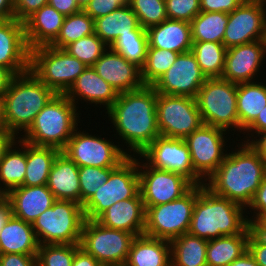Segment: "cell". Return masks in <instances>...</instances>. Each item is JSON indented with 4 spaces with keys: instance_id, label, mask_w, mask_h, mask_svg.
<instances>
[{
    "instance_id": "6da1fadb",
    "label": "cell",
    "mask_w": 266,
    "mask_h": 266,
    "mask_svg": "<svg viewBox=\"0 0 266 266\" xmlns=\"http://www.w3.org/2000/svg\"><path fill=\"white\" fill-rule=\"evenodd\" d=\"M156 103L154 87L143 85L137 90L119 93L117 100L105 112L116 129L118 140L128 147L125 150L127 154L139 155L160 136Z\"/></svg>"
},
{
    "instance_id": "7a4b0ae2",
    "label": "cell",
    "mask_w": 266,
    "mask_h": 266,
    "mask_svg": "<svg viewBox=\"0 0 266 266\" xmlns=\"http://www.w3.org/2000/svg\"><path fill=\"white\" fill-rule=\"evenodd\" d=\"M219 167L206 179L204 186L247 209L266 177V160L249 143H237ZM208 181V183H207Z\"/></svg>"
},
{
    "instance_id": "3957f363",
    "label": "cell",
    "mask_w": 266,
    "mask_h": 266,
    "mask_svg": "<svg viewBox=\"0 0 266 266\" xmlns=\"http://www.w3.org/2000/svg\"><path fill=\"white\" fill-rule=\"evenodd\" d=\"M246 214L250 213L245 207L215 195L201 184L188 233L206 240L249 233Z\"/></svg>"
},
{
    "instance_id": "277c9868",
    "label": "cell",
    "mask_w": 266,
    "mask_h": 266,
    "mask_svg": "<svg viewBox=\"0 0 266 266\" xmlns=\"http://www.w3.org/2000/svg\"><path fill=\"white\" fill-rule=\"evenodd\" d=\"M55 94L31 70L15 75L3 96L7 130L17 137L25 133Z\"/></svg>"
},
{
    "instance_id": "5b68a950",
    "label": "cell",
    "mask_w": 266,
    "mask_h": 266,
    "mask_svg": "<svg viewBox=\"0 0 266 266\" xmlns=\"http://www.w3.org/2000/svg\"><path fill=\"white\" fill-rule=\"evenodd\" d=\"M78 109L65 94H55L19 138L35 146L62 151L79 126L81 113Z\"/></svg>"
},
{
    "instance_id": "8992f818",
    "label": "cell",
    "mask_w": 266,
    "mask_h": 266,
    "mask_svg": "<svg viewBox=\"0 0 266 266\" xmlns=\"http://www.w3.org/2000/svg\"><path fill=\"white\" fill-rule=\"evenodd\" d=\"M83 206L72 200H56L33 223L39 245L80 244L85 222Z\"/></svg>"
},
{
    "instance_id": "52a82bcc",
    "label": "cell",
    "mask_w": 266,
    "mask_h": 266,
    "mask_svg": "<svg viewBox=\"0 0 266 266\" xmlns=\"http://www.w3.org/2000/svg\"><path fill=\"white\" fill-rule=\"evenodd\" d=\"M195 99L204 124L240 133L236 83L207 78Z\"/></svg>"
},
{
    "instance_id": "ba28073f",
    "label": "cell",
    "mask_w": 266,
    "mask_h": 266,
    "mask_svg": "<svg viewBox=\"0 0 266 266\" xmlns=\"http://www.w3.org/2000/svg\"><path fill=\"white\" fill-rule=\"evenodd\" d=\"M86 68L61 48L46 45L30 50V70L56 94H65Z\"/></svg>"
},
{
    "instance_id": "9c48e42d",
    "label": "cell",
    "mask_w": 266,
    "mask_h": 266,
    "mask_svg": "<svg viewBox=\"0 0 266 266\" xmlns=\"http://www.w3.org/2000/svg\"><path fill=\"white\" fill-rule=\"evenodd\" d=\"M137 158L129 155L111 171L105 184L83 205L86 219L96 220L116 202L134 198L140 192Z\"/></svg>"
},
{
    "instance_id": "30bf717a",
    "label": "cell",
    "mask_w": 266,
    "mask_h": 266,
    "mask_svg": "<svg viewBox=\"0 0 266 266\" xmlns=\"http://www.w3.org/2000/svg\"><path fill=\"white\" fill-rule=\"evenodd\" d=\"M197 196L198 185H194L177 200L148 207L144 235L171 241L188 233Z\"/></svg>"
},
{
    "instance_id": "8fae6325",
    "label": "cell",
    "mask_w": 266,
    "mask_h": 266,
    "mask_svg": "<svg viewBox=\"0 0 266 266\" xmlns=\"http://www.w3.org/2000/svg\"><path fill=\"white\" fill-rule=\"evenodd\" d=\"M135 234L108 228L97 220L86 219L80 247L103 266H121L126 263Z\"/></svg>"
},
{
    "instance_id": "7c38bea8",
    "label": "cell",
    "mask_w": 266,
    "mask_h": 266,
    "mask_svg": "<svg viewBox=\"0 0 266 266\" xmlns=\"http://www.w3.org/2000/svg\"><path fill=\"white\" fill-rule=\"evenodd\" d=\"M156 112L162 137L185 139L204 124L192 97L157 94Z\"/></svg>"
},
{
    "instance_id": "4fadbf2b",
    "label": "cell",
    "mask_w": 266,
    "mask_h": 266,
    "mask_svg": "<svg viewBox=\"0 0 266 266\" xmlns=\"http://www.w3.org/2000/svg\"><path fill=\"white\" fill-rule=\"evenodd\" d=\"M79 130V131H78ZM111 139L89 134L77 128L61 151L78 167H117L129 154L121 145H115Z\"/></svg>"
},
{
    "instance_id": "5bb4252c",
    "label": "cell",
    "mask_w": 266,
    "mask_h": 266,
    "mask_svg": "<svg viewBox=\"0 0 266 266\" xmlns=\"http://www.w3.org/2000/svg\"><path fill=\"white\" fill-rule=\"evenodd\" d=\"M138 159L140 193L145 210L166 204L186 194L194 184L180 173L153 168Z\"/></svg>"
},
{
    "instance_id": "9a60e30c",
    "label": "cell",
    "mask_w": 266,
    "mask_h": 266,
    "mask_svg": "<svg viewBox=\"0 0 266 266\" xmlns=\"http://www.w3.org/2000/svg\"><path fill=\"white\" fill-rule=\"evenodd\" d=\"M138 156L141 161L153 168L182 174L194 185L205 182L193 170L191 155L184 139L159 136Z\"/></svg>"
},
{
    "instance_id": "2e32d148",
    "label": "cell",
    "mask_w": 266,
    "mask_h": 266,
    "mask_svg": "<svg viewBox=\"0 0 266 266\" xmlns=\"http://www.w3.org/2000/svg\"><path fill=\"white\" fill-rule=\"evenodd\" d=\"M266 37V2L244 0L228 13L223 44L226 48L246 44Z\"/></svg>"
},
{
    "instance_id": "e0dca14e",
    "label": "cell",
    "mask_w": 266,
    "mask_h": 266,
    "mask_svg": "<svg viewBox=\"0 0 266 266\" xmlns=\"http://www.w3.org/2000/svg\"><path fill=\"white\" fill-rule=\"evenodd\" d=\"M227 133L223 129L203 124L184 139L191 155L193 170L202 179L204 178V181L219 167L227 155V150L225 151Z\"/></svg>"
},
{
    "instance_id": "ac0fdd59",
    "label": "cell",
    "mask_w": 266,
    "mask_h": 266,
    "mask_svg": "<svg viewBox=\"0 0 266 266\" xmlns=\"http://www.w3.org/2000/svg\"><path fill=\"white\" fill-rule=\"evenodd\" d=\"M206 79L196 57L189 51L179 54L173 65L152 86L157 94L196 98Z\"/></svg>"
},
{
    "instance_id": "d6986e66",
    "label": "cell",
    "mask_w": 266,
    "mask_h": 266,
    "mask_svg": "<svg viewBox=\"0 0 266 266\" xmlns=\"http://www.w3.org/2000/svg\"><path fill=\"white\" fill-rule=\"evenodd\" d=\"M265 58V40H257L227 48L221 78L236 84L254 82L258 78L257 73L260 72V67L264 64Z\"/></svg>"
},
{
    "instance_id": "ffe728a7",
    "label": "cell",
    "mask_w": 266,
    "mask_h": 266,
    "mask_svg": "<svg viewBox=\"0 0 266 266\" xmlns=\"http://www.w3.org/2000/svg\"><path fill=\"white\" fill-rule=\"evenodd\" d=\"M0 65L14 75L30 70V50L25 40L24 23L15 18L0 21Z\"/></svg>"
},
{
    "instance_id": "44dd1931",
    "label": "cell",
    "mask_w": 266,
    "mask_h": 266,
    "mask_svg": "<svg viewBox=\"0 0 266 266\" xmlns=\"http://www.w3.org/2000/svg\"><path fill=\"white\" fill-rule=\"evenodd\" d=\"M92 67L118 94L137 90L144 85L141 80V69L110 47Z\"/></svg>"
},
{
    "instance_id": "7402d4cb",
    "label": "cell",
    "mask_w": 266,
    "mask_h": 266,
    "mask_svg": "<svg viewBox=\"0 0 266 266\" xmlns=\"http://www.w3.org/2000/svg\"><path fill=\"white\" fill-rule=\"evenodd\" d=\"M65 95L76 107L81 99L80 101H86L89 105H103L105 110H108L118 97L116 90L99 76L92 66H87Z\"/></svg>"
},
{
    "instance_id": "603a6c76",
    "label": "cell",
    "mask_w": 266,
    "mask_h": 266,
    "mask_svg": "<svg viewBox=\"0 0 266 266\" xmlns=\"http://www.w3.org/2000/svg\"><path fill=\"white\" fill-rule=\"evenodd\" d=\"M146 210L139 192L134 198L116 202L96 220L105 227L144 235Z\"/></svg>"
},
{
    "instance_id": "cb8c5ba5",
    "label": "cell",
    "mask_w": 266,
    "mask_h": 266,
    "mask_svg": "<svg viewBox=\"0 0 266 266\" xmlns=\"http://www.w3.org/2000/svg\"><path fill=\"white\" fill-rule=\"evenodd\" d=\"M5 196L10 201L12 215L31 224L56 201L47 185L19 186Z\"/></svg>"
},
{
    "instance_id": "d4e9b609",
    "label": "cell",
    "mask_w": 266,
    "mask_h": 266,
    "mask_svg": "<svg viewBox=\"0 0 266 266\" xmlns=\"http://www.w3.org/2000/svg\"><path fill=\"white\" fill-rule=\"evenodd\" d=\"M65 16L46 4L24 22L25 40L29 50L50 45L58 36Z\"/></svg>"
},
{
    "instance_id": "484cf974",
    "label": "cell",
    "mask_w": 266,
    "mask_h": 266,
    "mask_svg": "<svg viewBox=\"0 0 266 266\" xmlns=\"http://www.w3.org/2000/svg\"><path fill=\"white\" fill-rule=\"evenodd\" d=\"M146 31L150 47L180 54L191 51L193 42L189 22L167 19Z\"/></svg>"
},
{
    "instance_id": "4316f807",
    "label": "cell",
    "mask_w": 266,
    "mask_h": 266,
    "mask_svg": "<svg viewBox=\"0 0 266 266\" xmlns=\"http://www.w3.org/2000/svg\"><path fill=\"white\" fill-rule=\"evenodd\" d=\"M79 167L60 152L55 158L47 187L56 200H72L80 204Z\"/></svg>"
},
{
    "instance_id": "83f0119b",
    "label": "cell",
    "mask_w": 266,
    "mask_h": 266,
    "mask_svg": "<svg viewBox=\"0 0 266 266\" xmlns=\"http://www.w3.org/2000/svg\"><path fill=\"white\" fill-rule=\"evenodd\" d=\"M38 247L32 224L11 215L0 231V254L37 255Z\"/></svg>"
},
{
    "instance_id": "f1b7e54d",
    "label": "cell",
    "mask_w": 266,
    "mask_h": 266,
    "mask_svg": "<svg viewBox=\"0 0 266 266\" xmlns=\"http://www.w3.org/2000/svg\"><path fill=\"white\" fill-rule=\"evenodd\" d=\"M125 265L171 266L170 241L146 235L136 236L132 242Z\"/></svg>"
},
{
    "instance_id": "f546056e",
    "label": "cell",
    "mask_w": 266,
    "mask_h": 266,
    "mask_svg": "<svg viewBox=\"0 0 266 266\" xmlns=\"http://www.w3.org/2000/svg\"><path fill=\"white\" fill-rule=\"evenodd\" d=\"M139 26L136 14L130 5L94 20V33L110 47L118 36L130 34Z\"/></svg>"
},
{
    "instance_id": "4dcf8cb0",
    "label": "cell",
    "mask_w": 266,
    "mask_h": 266,
    "mask_svg": "<svg viewBox=\"0 0 266 266\" xmlns=\"http://www.w3.org/2000/svg\"><path fill=\"white\" fill-rule=\"evenodd\" d=\"M246 82L237 84V113L240 133L243 132L266 106V83ZM243 130V131H242Z\"/></svg>"
},
{
    "instance_id": "1f68e13d",
    "label": "cell",
    "mask_w": 266,
    "mask_h": 266,
    "mask_svg": "<svg viewBox=\"0 0 266 266\" xmlns=\"http://www.w3.org/2000/svg\"><path fill=\"white\" fill-rule=\"evenodd\" d=\"M61 151L26 142V173L22 186L47 185L52 164Z\"/></svg>"
},
{
    "instance_id": "d6a6232c",
    "label": "cell",
    "mask_w": 266,
    "mask_h": 266,
    "mask_svg": "<svg viewBox=\"0 0 266 266\" xmlns=\"http://www.w3.org/2000/svg\"><path fill=\"white\" fill-rule=\"evenodd\" d=\"M19 146H22L21 149ZM25 173L26 142L18 138L17 142L9 148L0 161V194L5 196L12 189L22 186Z\"/></svg>"
},
{
    "instance_id": "836d02e7",
    "label": "cell",
    "mask_w": 266,
    "mask_h": 266,
    "mask_svg": "<svg viewBox=\"0 0 266 266\" xmlns=\"http://www.w3.org/2000/svg\"><path fill=\"white\" fill-rule=\"evenodd\" d=\"M249 236V233H241L208 240L207 266H228L248 250Z\"/></svg>"
},
{
    "instance_id": "e575fe53",
    "label": "cell",
    "mask_w": 266,
    "mask_h": 266,
    "mask_svg": "<svg viewBox=\"0 0 266 266\" xmlns=\"http://www.w3.org/2000/svg\"><path fill=\"white\" fill-rule=\"evenodd\" d=\"M171 266H207L208 240L185 233L170 241Z\"/></svg>"
},
{
    "instance_id": "d590c367",
    "label": "cell",
    "mask_w": 266,
    "mask_h": 266,
    "mask_svg": "<svg viewBox=\"0 0 266 266\" xmlns=\"http://www.w3.org/2000/svg\"><path fill=\"white\" fill-rule=\"evenodd\" d=\"M228 13L201 11L191 22L192 42L223 43Z\"/></svg>"
},
{
    "instance_id": "8d00e7d4",
    "label": "cell",
    "mask_w": 266,
    "mask_h": 266,
    "mask_svg": "<svg viewBox=\"0 0 266 266\" xmlns=\"http://www.w3.org/2000/svg\"><path fill=\"white\" fill-rule=\"evenodd\" d=\"M191 52L206 78H221L227 52L223 43L193 42Z\"/></svg>"
},
{
    "instance_id": "74e56055",
    "label": "cell",
    "mask_w": 266,
    "mask_h": 266,
    "mask_svg": "<svg viewBox=\"0 0 266 266\" xmlns=\"http://www.w3.org/2000/svg\"><path fill=\"white\" fill-rule=\"evenodd\" d=\"M148 45L147 31L139 25L130 34L118 36L110 48L141 69L146 61Z\"/></svg>"
},
{
    "instance_id": "f35d334b",
    "label": "cell",
    "mask_w": 266,
    "mask_h": 266,
    "mask_svg": "<svg viewBox=\"0 0 266 266\" xmlns=\"http://www.w3.org/2000/svg\"><path fill=\"white\" fill-rule=\"evenodd\" d=\"M94 33V20L81 10L65 16L57 38L50 44L54 48L64 49L67 45Z\"/></svg>"
},
{
    "instance_id": "ab89813d",
    "label": "cell",
    "mask_w": 266,
    "mask_h": 266,
    "mask_svg": "<svg viewBox=\"0 0 266 266\" xmlns=\"http://www.w3.org/2000/svg\"><path fill=\"white\" fill-rule=\"evenodd\" d=\"M179 54L148 45L146 61L141 68L142 83L152 86L173 65Z\"/></svg>"
},
{
    "instance_id": "60d3db41",
    "label": "cell",
    "mask_w": 266,
    "mask_h": 266,
    "mask_svg": "<svg viewBox=\"0 0 266 266\" xmlns=\"http://www.w3.org/2000/svg\"><path fill=\"white\" fill-rule=\"evenodd\" d=\"M108 46L95 34L67 45L64 50L87 66H93Z\"/></svg>"
},
{
    "instance_id": "b9f144b4",
    "label": "cell",
    "mask_w": 266,
    "mask_h": 266,
    "mask_svg": "<svg viewBox=\"0 0 266 266\" xmlns=\"http://www.w3.org/2000/svg\"><path fill=\"white\" fill-rule=\"evenodd\" d=\"M130 7L136 14L139 25L146 30L168 19L166 2L163 0H130Z\"/></svg>"
},
{
    "instance_id": "7bdbcfd3",
    "label": "cell",
    "mask_w": 266,
    "mask_h": 266,
    "mask_svg": "<svg viewBox=\"0 0 266 266\" xmlns=\"http://www.w3.org/2000/svg\"><path fill=\"white\" fill-rule=\"evenodd\" d=\"M115 167H79L80 204L83 206L100 186L105 184Z\"/></svg>"
},
{
    "instance_id": "ee69618b",
    "label": "cell",
    "mask_w": 266,
    "mask_h": 266,
    "mask_svg": "<svg viewBox=\"0 0 266 266\" xmlns=\"http://www.w3.org/2000/svg\"><path fill=\"white\" fill-rule=\"evenodd\" d=\"M74 254V244L39 245L37 266H72Z\"/></svg>"
},
{
    "instance_id": "f6af8a7d",
    "label": "cell",
    "mask_w": 266,
    "mask_h": 266,
    "mask_svg": "<svg viewBox=\"0 0 266 266\" xmlns=\"http://www.w3.org/2000/svg\"><path fill=\"white\" fill-rule=\"evenodd\" d=\"M166 14L170 20L191 22L200 12V0H166Z\"/></svg>"
},
{
    "instance_id": "bcb514c9",
    "label": "cell",
    "mask_w": 266,
    "mask_h": 266,
    "mask_svg": "<svg viewBox=\"0 0 266 266\" xmlns=\"http://www.w3.org/2000/svg\"><path fill=\"white\" fill-rule=\"evenodd\" d=\"M128 5L130 0H90L84 11L95 20Z\"/></svg>"
},
{
    "instance_id": "7dc6e473",
    "label": "cell",
    "mask_w": 266,
    "mask_h": 266,
    "mask_svg": "<svg viewBox=\"0 0 266 266\" xmlns=\"http://www.w3.org/2000/svg\"><path fill=\"white\" fill-rule=\"evenodd\" d=\"M46 4H48V0H15L14 18L24 23L31 15Z\"/></svg>"
},
{
    "instance_id": "c3c4849f",
    "label": "cell",
    "mask_w": 266,
    "mask_h": 266,
    "mask_svg": "<svg viewBox=\"0 0 266 266\" xmlns=\"http://www.w3.org/2000/svg\"><path fill=\"white\" fill-rule=\"evenodd\" d=\"M253 216L248 217V220H259L266 214V177L262 180L261 185L257 189L251 204L248 206ZM254 217V218H253Z\"/></svg>"
},
{
    "instance_id": "681fc988",
    "label": "cell",
    "mask_w": 266,
    "mask_h": 266,
    "mask_svg": "<svg viewBox=\"0 0 266 266\" xmlns=\"http://www.w3.org/2000/svg\"><path fill=\"white\" fill-rule=\"evenodd\" d=\"M244 0H200L201 11L231 13Z\"/></svg>"
},
{
    "instance_id": "f907efd6",
    "label": "cell",
    "mask_w": 266,
    "mask_h": 266,
    "mask_svg": "<svg viewBox=\"0 0 266 266\" xmlns=\"http://www.w3.org/2000/svg\"><path fill=\"white\" fill-rule=\"evenodd\" d=\"M0 266H37V255L0 254Z\"/></svg>"
},
{
    "instance_id": "816d5d0a",
    "label": "cell",
    "mask_w": 266,
    "mask_h": 266,
    "mask_svg": "<svg viewBox=\"0 0 266 266\" xmlns=\"http://www.w3.org/2000/svg\"><path fill=\"white\" fill-rule=\"evenodd\" d=\"M263 131H266V106L264 107L262 112L258 114L257 118L243 131V134L244 133L246 134V132L248 133L246 134V139L247 138L249 139H247V141L245 139L242 142L248 143L251 140V138L254 137V134H257Z\"/></svg>"
},
{
    "instance_id": "f5cc1de1",
    "label": "cell",
    "mask_w": 266,
    "mask_h": 266,
    "mask_svg": "<svg viewBox=\"0 0 266 266\" xmlns=\"http://www.w3.org/2000/svg\"><path fill=\"white\" fill-rule=\"evenodd\" d=\"M48 4L64 16H69L82 10L76 0H48Z\"/></svg>"
},
{
    "instance_id": "db71d44e",
    "label": "cell",
    "mask_w": 266,
    "mask_h": 266,
    "mask_svg": "<svg viewBox=\"0 0 266 266\" xmlns=\"http://www.w3.org/2000/svg\"><path fill=\"white\" fill-rule=\"evenodd\" d=\"M72 266H103L91 254H88L80 247V244H75V254Z\"/></svg>"
},
{
    "instance_id": "11a10c76",
    "label": "cell",
    "mask_w": 266,
    "mask_h": 266,
    "mask_svg": "<svg viewBox=\"0 0 266 266\" xmlns=\"http://www.w3.org/2000/svg\"><path fill=\"white\" fill-rule=\"evenodd\" d=\"M248 230L260 245H266V225L260 219L248 220Z\"/></svg>"
},
{
    "instance_id": "9f6ffc18",
    "label": "cell",
    "mask_w": 266,
    "mask_h": 266,
    "mask_svg": "<svg viewBox=\"0 0 266 266\" xmlns=\"http://www.w3.org/2000/svg\"><path fill=\"white\" fill-rule=\"evenodd\" d=\"M248 250L259 266H266V245H260L251 235L248 239Z\"/></svg>"
},
{
    "instance_id": "6f0895ef",
    "label": "cell",
    "mask_w": 266,
    "mask_h": 266,
    "mask_svg": "<svg viewBox=\"0 0 266 266\" xmlns=\"http://www.w3.org/2000/svg\"><path fill=\"white\" fill-rule=\"evenodd\" d=\"M18 138L19 137L8 130H0V161L3 159L9 148L17 142L16 139Z\"/></svg>"
},
{
    "instance_id": "680465c9",
    "label": "cell",
    "mask_w": 266,
    "mask_h": 266,
    "mask_svg": "<svg viewBox=\"0 0 266 266\" xmlns=\"http://www.w3.org/2000/svg\"><path fill=\"white\" fill-rule=\"evenodd\" d=\"M248 143L266 160V131L257 133Z\"/></svg>"
},
{
    "instance_id": "91938a15",
    "label": "cell",
    "mask_w": 266,
    "mask_h": 266,
    "mask_svg": "<svg viewBox=\"0 0 266 266\" xmlns=\"http://www.w3.org/2000/svg\"><path fill=\"white\" fill-rule=\"evenodd\" d=\"M12 215V209L9 199L2 195L0 197V231Z\"/></svg>"
},
{
    "instance_id": "94428289",
    "label": "cell",
    "mask_w": 266,
    "mask_h": 266,
    "mask_svg": "<svg viewBox=\"0 0 266 266\" xmlns=\"http://www.w3.org/2000/svg\"><path fill=\"white\" fill-rule=\"evenodd\" d=\"M14 1L0 0V21L14 18Z\"/></svg>"
},
{
    "instance_id": "6125c7cd",
    "label": "cell",
    "mask_w": 266,
    "mask_h": 266,
    "mask_svg": "<svg viewBox=\"0 0 266 266\" xmlns=\"http://www.w3.org/2000/svg\"><path fill=\"white\" fill-rule=\"evenodd\" d=\"M14 76L15 75L9 69L0 65V96H4Z\"/></svg>"
},
{
    "instance_id": "be15d7a7",
    "label": "cell",
    "mask_w": 266,
    "mask_h": 266,
    "mask_svg": "<svg viewBox=\"0 0 266 266\" xmlns=\"http://www.w3.org/2000/svg\"><path fill=\"white\" fill-rule=\"evenodd\" d=\"M228 266H259V265L256 263L255 258L252 256L249 250H247L240 257L231 262Z\"/></svg>"
},
{
    "instance_id": "e7e4bbea",
    "label": "cell",
    "mask_w": 266,
    "mask_h": 266,
    "mask_svg": "<svg viewBox=\"0 0 266 266\" xmlns=\"http://www.w3.org/2000/svg\"><path fill=\"white\" fill-rule=\"evenodd\" d=\"M0 130H7L4 117V100L3 96H0Z\"/></svg>"
},
{
    "instance_id": "03108f58",
    "label": "cell",
    "mask_w": 266,
    "mask_h": 266,
    "mask_svg": "<svg viewBox=\"0 0 266 266\" xmlns=\"http://www.w3.org/2000/svg\"><path fill=\"white\" fill-rule=\"evenodd\" d=\"M77 4L79 5V7L84 10V8L88 5V3L90 2V0H76Z\"/></svg>"
},
{
    "instance_id": "003e7915",
    "label": "cell",
    "mask_w": 266,
    "mask_h": 266,
    "mask_svg": "<svg viewBox=\"0 0 266 266\" xmlns=\"http://www.w3.org/2000/svg\"><path fill=\"white\" fill-rule=\"evenodd\" d=\"M260 220L266 225V214H264Z\"/></svg>"
}]
</instances>
